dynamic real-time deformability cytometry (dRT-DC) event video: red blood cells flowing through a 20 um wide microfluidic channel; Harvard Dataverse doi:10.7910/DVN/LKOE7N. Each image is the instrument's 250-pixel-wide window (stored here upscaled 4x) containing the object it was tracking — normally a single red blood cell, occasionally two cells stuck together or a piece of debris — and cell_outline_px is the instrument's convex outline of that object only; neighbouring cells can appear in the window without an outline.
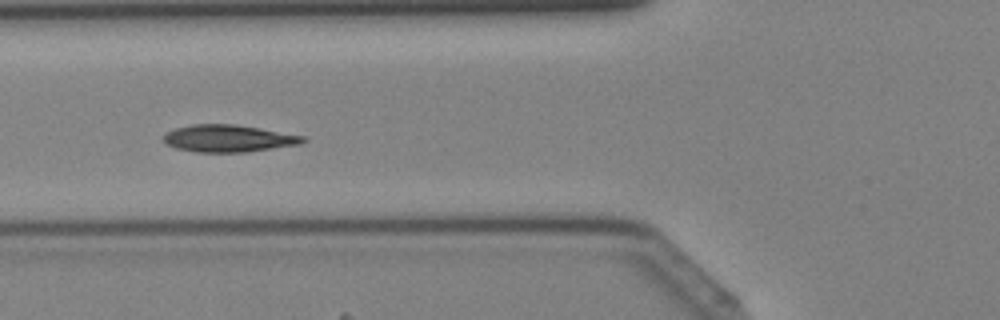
{"species": "Egyptian fruit bat (a non-hibernating species)", "species_latin": "Rousettus aegyptiacus", "temperature_condition": "cold", "stored_images_in_passage": 43, "camera_frame_rate_fps": 3000, "um_per_image_px": 0.085, "animal": {"sex": "female"}, "frame": {"image": 1, "passage_image": 17, "time_ms": 5.333, "image_size_px": [1000, 320], "cell_outline_px": [[308, 140], [300, 144], [248, 152], [196, 152], [176, 148], [168, 144], [164, 140], [164, 136], [168, 132], [176, 128], [192, 124], [236, 124], [308, 136]], "centroid_in_image_um": [19.5, 11.76], "position_along_channel_um": 106.3, "area_um2": 22.14}}
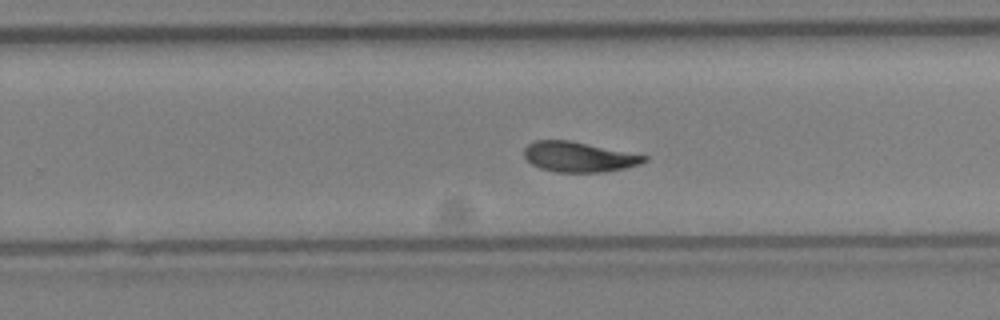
{"frame": {"image": 2, "passage_image": 28, "time_ms": 9.0, "image_size_px": [1000, 320], "cell_outline_px": [[648, 160], [640, 164], [624, 168], [604, 172], [556, 172], [540, 168], [532, 164], [524, 156], [524, 148], [528, 144], [536, 140], [568, 140], [648, 156]], "centroid_in_image_um": [49.18, 13.34], "position_along_channel_um": 280.6, "area_um2": 20.92}}
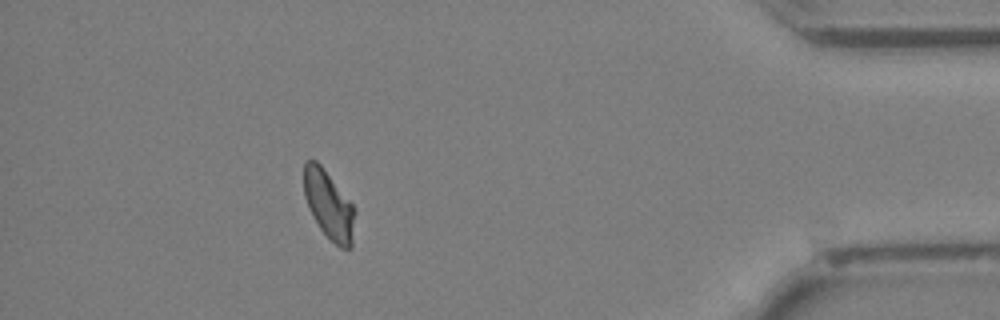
{"frame": {"image": 3, "passage_image": 39, "time_ms": 12.667, "image_size_px": [1000, 320], "cell_outline_px": [[356, 212], [352, 248], [340, 248], [320, 228], [304, 196], [304, 160], [316, 160], [320, 164], [356, 208]], "centroid_in_image_um": [27.98, 17.41], "position_along_channel_um": 407.2, "area_um2": 20.11}}